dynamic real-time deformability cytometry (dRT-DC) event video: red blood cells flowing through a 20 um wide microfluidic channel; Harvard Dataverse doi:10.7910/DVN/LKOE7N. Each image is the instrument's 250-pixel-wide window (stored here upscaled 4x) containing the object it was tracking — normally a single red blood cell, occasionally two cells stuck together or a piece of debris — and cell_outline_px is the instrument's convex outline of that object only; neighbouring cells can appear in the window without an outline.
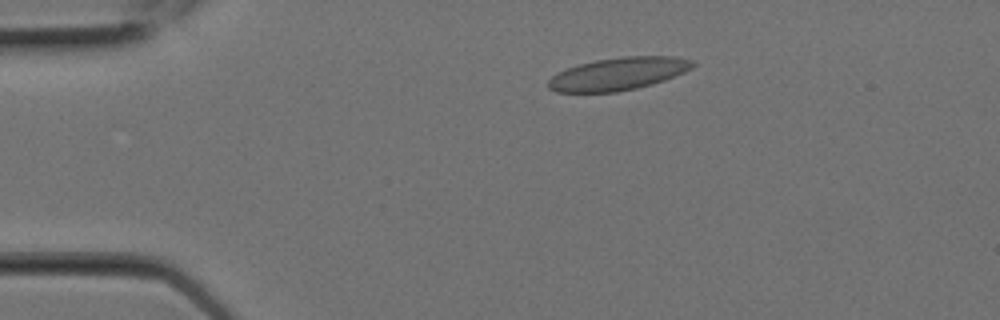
{"species": "Egyptian fruit bat (a non-hibernating species)", "species_latin": "Rousettus aegyptiacus", "temperature_condition": "room temperature", "stored_images_in_passage": 6, "camera_frame_rate_fps": 3000, "um_per_image_px": 0.085, "animal": {"sex": "female"}, "frame": {"image": 1, "passage_image": 4, "time_ms": 1.0, "image_size_px": [1000, 320], "cell_outline_px": [[696, 64], [692, 68], [684, 72], [664, 80], [652, 84], [636, 88], [616, 92], [556, 92], [548, 88], [548, 80], [556, 72], [580, 64], [596, 60], [624, 56], [672, 56], [696, 60]], "centroid_in_image_um": [52.57, 6.27], "position_along_channel_um": 32.4, "area_um2": 27.51}}